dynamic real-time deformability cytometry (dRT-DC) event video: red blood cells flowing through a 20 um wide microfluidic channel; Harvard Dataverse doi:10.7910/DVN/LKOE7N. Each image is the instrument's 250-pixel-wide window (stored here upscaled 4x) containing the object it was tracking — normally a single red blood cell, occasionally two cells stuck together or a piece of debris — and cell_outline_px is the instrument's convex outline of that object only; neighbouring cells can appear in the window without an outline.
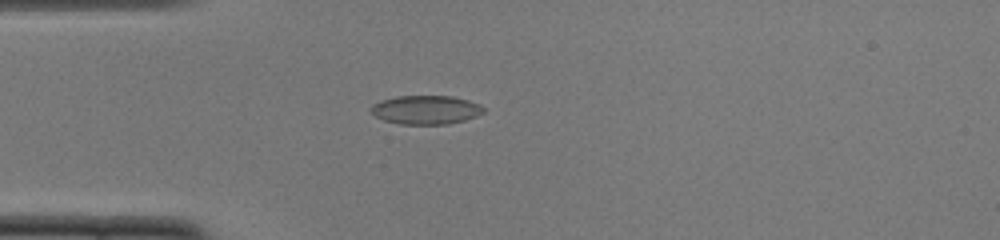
{"species": "common noctule bat (a hibernating species)", "species_latin": "Nyctalus noctula", "temperature_condition": "cold", "stored_images_in_passage": 44, "camera_frame_rate_fps": 3000, "um_per_image_px": 0.085, "animal": {"sex": "female", "body_mass_g": 22.0, "forearm_length_mm": 56.7}, "frame": {"image": 1, "passage_image": 7, "time_ms": 2.0, "image_size_px": [1000, 240], "cell_outline_px": [[484, 112], [476, 116], [464, 120], [448, 124], [400, 124], [384, 120], [376, 116], [372, 112], [372, 104], [380, 100], [396, 96], [452, 96], [468, 100], [480, 104], [484, 108]], "centroid_in_image_um": [36.21, 9.33], "position_along_channel_um": 48.8, "area_um2": 18.84}}
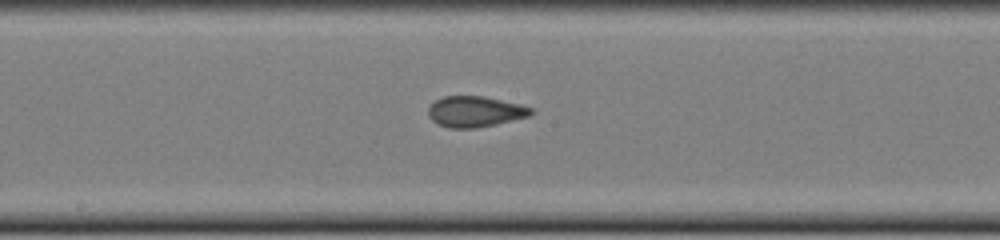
{"frame": {"image": 2, "passage_image": 20, "time_ms": 6.333, "image_size_px": [1000, 240], "cell_outline_px": [[536, 112], [528, 116], [496, 124], [476, 128], [448, 128], [436, 124], [428, 116], [428, 108], [436, 100], [444, 96], [484, 96], [520, 104], [532, 108]], "centroid_in_image_um": [40.37, 9.49], "position_along_channel_um": 207.8, "area_um2": 18.5}}
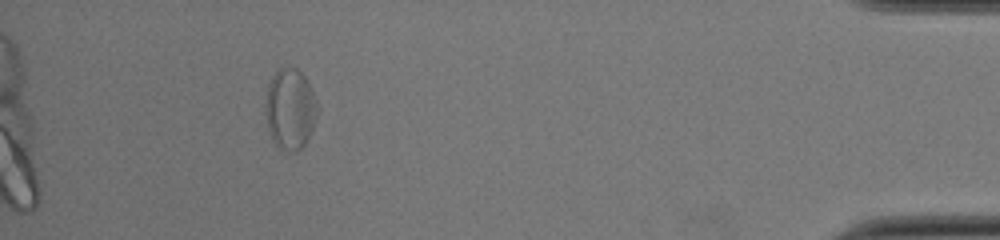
{"frame": {"image": 3, "passage_image": 40, "time_ms": 13.0, "image_size_px": [1000, 240], "cell_outline_px": [[316, 120], [304, 144], [300, 148], [292, 152], [284, 152], [276, 148], [272, 140], [268, 128], [264, 104], [268, 84], [272, 76], [280, 68], [296, 68], [308, 80], [316, 100]], "centroid_in_image_um": [24.63, 9.29], "position_along_channel_um": 410.6, "area_um2": 24.51}, "authors_computed_cell_mechanics": {"area_um2": 18.7561, "velocity_mm_per_s": 3.9037, "shape_relaxation_time_tau1_ms": 5.3119, "shape_relaxation_time_tau2_ms": 2.7413, "deformation_change_tau1": 0.0952, "deformation_change_tau2": 0.0836}}